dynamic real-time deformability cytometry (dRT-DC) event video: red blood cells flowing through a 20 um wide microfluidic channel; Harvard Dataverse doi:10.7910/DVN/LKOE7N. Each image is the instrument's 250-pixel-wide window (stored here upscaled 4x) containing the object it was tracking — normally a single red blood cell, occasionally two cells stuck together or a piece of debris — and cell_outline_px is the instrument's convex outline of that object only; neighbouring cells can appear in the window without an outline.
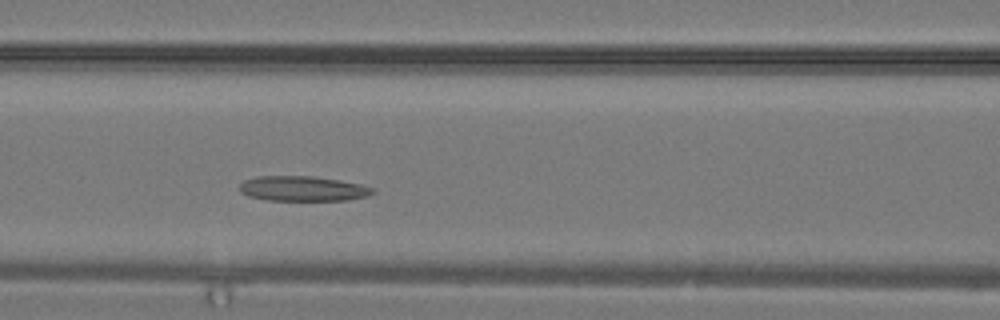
{"species": "common noctule bat (a hibernating species)", "species_latin": "Nyctalus noctula", "temperature_condition": "warm", "stored_images_in_passage": 8, "camera_frame_rate_fps": 3000, "um_per_image_px": 0.085, "animal": {"sex": "male", "body_mass_g": 19.2, "forearm_length_mm": 51.8}, "frame": {"image": 1, "passage_image": 8, "time_ms": 2.333, "image_size_px": [1000, 320], "cell_outline_px": [[376, 192], [368, 196], [348, 200], [268, 200], [248, 196], [240, 192], [240, 184], [244, 180], [256, 176], [312, 176], [340, 180], [360, 184], [376, 188]], "centroid_in_image_um": [25.77, 16.03], "position_along_channel_um": 140.8, "area_um2": 19.54}}